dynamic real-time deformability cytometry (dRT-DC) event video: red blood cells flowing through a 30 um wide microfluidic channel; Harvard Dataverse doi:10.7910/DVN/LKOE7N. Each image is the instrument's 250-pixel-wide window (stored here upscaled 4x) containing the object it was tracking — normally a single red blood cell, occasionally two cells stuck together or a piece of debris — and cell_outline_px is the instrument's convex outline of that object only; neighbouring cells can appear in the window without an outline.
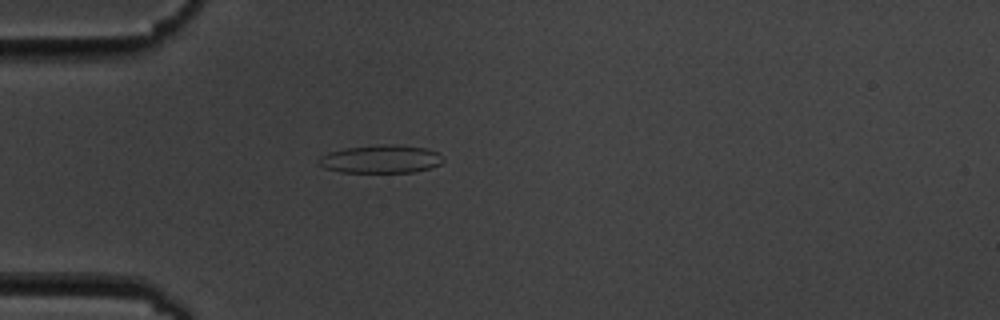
{"species": "common noctule bat (a hibernating species)", "species_latin": "Nyctalus noctula", "temperature_condition": "cold", "stored_images_in_passage": 6, "camera_frame_rate_fps": 3000, "um_per_image_px": 0.085, "animal": {"sex": "male", "body_mass_g": 19.5, "forearm_length_mm": 54.6}, "frame": {"image": 1, "passage_image": 5, "time_ms": 5.333, "image_size_px": [1000, 320], "cell_outline_px": [[444, 160], [440, 164], [428, 168], [412, 172], [340, 172], [324, 168], [316, 160], [320, 156], [328, 152], [344, 148], [388, 144], [392, 144], [428, 148], [444, 156]], "centroid_in_image_um": [32.36, 13.52], "position_along_channel_um": 52.6, "area_um2": 20.4}}